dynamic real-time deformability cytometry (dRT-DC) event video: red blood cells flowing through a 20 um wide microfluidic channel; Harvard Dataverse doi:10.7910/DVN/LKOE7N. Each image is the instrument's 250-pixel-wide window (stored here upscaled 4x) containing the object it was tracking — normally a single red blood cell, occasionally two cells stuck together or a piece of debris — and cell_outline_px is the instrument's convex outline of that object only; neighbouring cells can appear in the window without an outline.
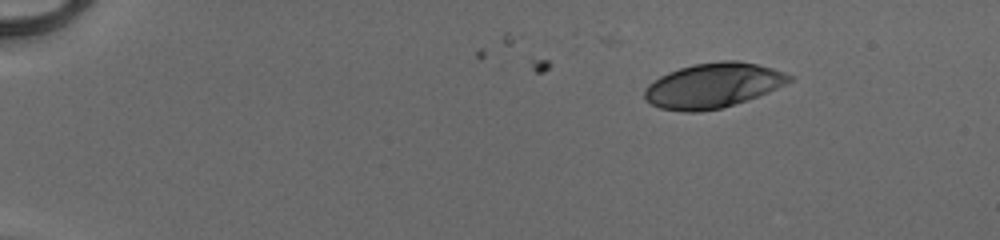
{"species": "human", "species_latin": "Homo sapiens", "temperature_condition": "cold", "stored_images_in_passage": 30, "camera_frame_rate_fps": 3000, "um_per_image_px": 0.085, "donor": {"sex": "male"}, "frame": {"image": 1, "passage_image": 1, "time_ms": 0.0, "image_size_px": [1000, 240], "cell_outline_px": [[792, 80], [768, 92], [748, 100], [720, 108], [700, 112], [684, 112], [660, 108], [644, 100], [644, 88], [648, 84], [660, 76], [668, 72], [692, 64], [720, 60], [740, 60], [772, 68], [784, 72], [792, 76]], "centroid_in_image_um": [60.57, 7.26], "position_along_channel_um": 24.4, "area_um2": 37.92}}
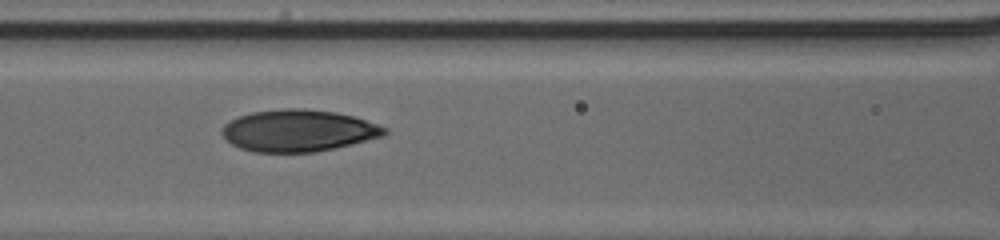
{"frame": {"image": 2, "passage_image": 18, "time_ms": 5.667, "image_size_px": [1000, 240], "cell_outline_px": [[388, 132], [384, 136], [352, 144], [316, 152], [252, 152], [240, 148], [232, 144], [220, 132], [220, 128], [228, 120], [252, 112], [280, 108], [304, 108], [336, 112], [352, 116], [388, 128]], "centroid_in_image_um": [25.33, 11.1], "position_along_channel_um": 141.3, "area_um2": 39.82}}
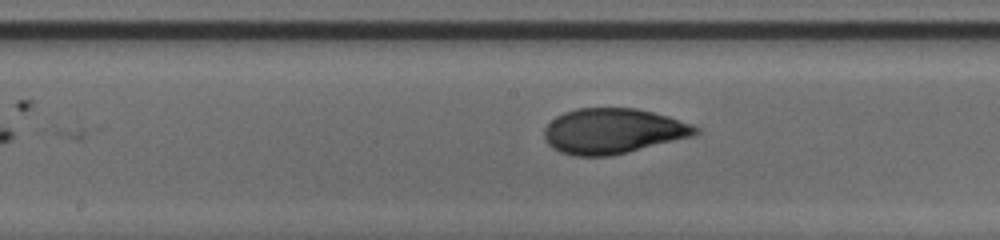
{"frame": {"image": 3, "passage_image": 22, "time_ms": 7.0, "image_size_px": [1000, 240], "cell_outline_px": [[700, 132], [696, 136], [628, 152], [608, 156], [572, 156], [560, 152], [552, 148], [548, 144], [544, 136], [544, 128], [556, 116], [564, 112], [576, 108], [636, 108], [668, 116], [692, 124], [700, 128]], "centroid_in_image_um": [52.12, 11.14], "position_along_channel_um": 196.1, "area_um2": 40.23}}